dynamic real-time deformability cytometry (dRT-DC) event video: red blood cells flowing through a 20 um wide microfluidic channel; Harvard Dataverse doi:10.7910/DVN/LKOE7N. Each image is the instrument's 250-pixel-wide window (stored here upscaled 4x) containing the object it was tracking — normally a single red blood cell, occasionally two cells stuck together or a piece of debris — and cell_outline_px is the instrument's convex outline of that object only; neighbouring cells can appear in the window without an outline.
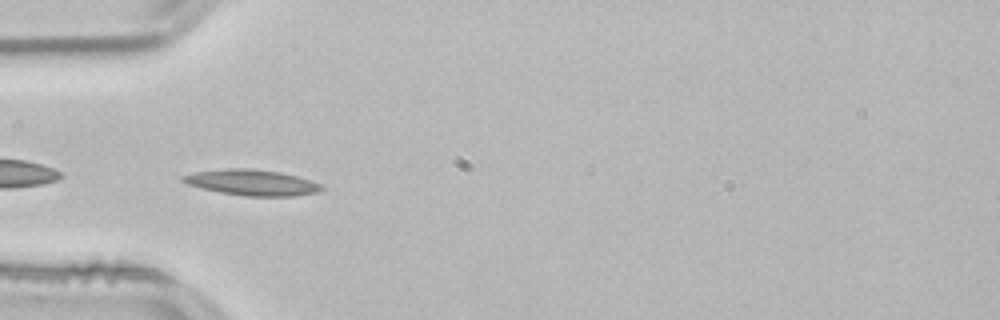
{"species": "common noctule bat (a hibernating species)", "species_latin": "Nyctalus noctula", "temperature_condition": "room temperature", "stored_images_in_passage": 38, "camera_frame_rate_fps": 3000, "um_per_image_px": 0.085, "animal": {"sex": "male", "body_mass_g": 21.5, "forearm_length_mm": 52.0}, "frame": {"image": 1, "passage_image": 1, "time_ms": 0.0, "image_size_px": [1000, 320], "cell_outline_px": [[324, 188], [316, 192], [296, 196], [244, 196], [220, 192], [188, 184], [180, 180], [180, 176], [192, 172], [228, 168], [252, 168], [280, 172], [296, 176], [320, 184]], "centroid_in_image_um": [21.37, 15.5], "position_along_channel_um": 63.6, "area_um2": 20.75}, "authors_computed_cell_mechanics": {"area_um2": 18.2359, "velocity_mm_per_s": 3.8127, "shape_relaxation_time_tau1_ms": 8.4752, "shape_relaxation_time_tau2_ms": 7.6297, "deformation_change_tau1": 0.1858, "deformation_change_tau2": 0.1402}}